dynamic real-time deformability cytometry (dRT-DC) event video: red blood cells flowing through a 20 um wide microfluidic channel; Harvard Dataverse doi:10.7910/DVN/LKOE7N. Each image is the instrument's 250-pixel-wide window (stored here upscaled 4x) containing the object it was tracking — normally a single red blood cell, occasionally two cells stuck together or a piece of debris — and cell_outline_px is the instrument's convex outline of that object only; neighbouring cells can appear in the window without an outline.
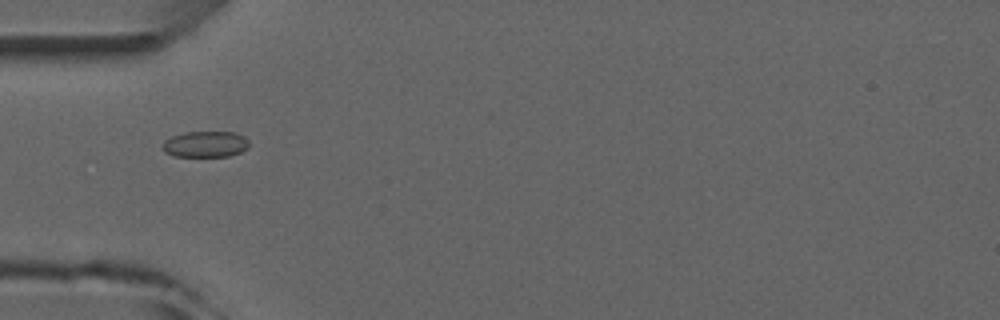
{"species": "common noctule bat (a hibernating species)", "species_latin": "Nyctalus noctula", "temperature_condition": "room temperature", "stored_images_in_passage": 7, "camera_frame_rate_fps": 3000, "um_per_image_px": 0.085, "animal": {"sex": "male", "forearm_length_mm": 52.5}, "frame": {"image": 1, "passage_image": 5, "time_ms": 4.667, "image_size_px": [1000, 320], "cell_outline_px": [[248, 148], [240, 152], [228, 156], [172, 156], [164, 152], [160, 148], [164, 140], [172, 136], [184, 132], [236, 132], [244, 136], [248, 140]], "centroid_in_image_um": [17.42, 12.25], "position_along_channel_um": 67.6, "area_um2": 13.29}}
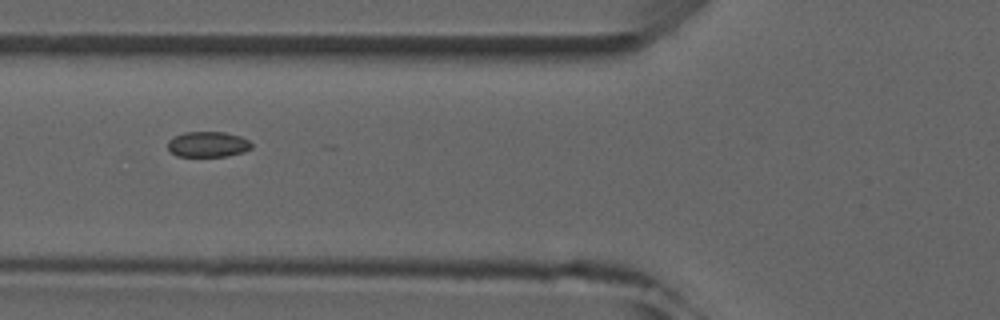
{"frame": {"image": 2, "passage_image": 6, "time_ms": 5.667, "image_size_px": [1000, 320], "cell_outline_px": [[252, 148], [244, 152], [228, 156], [176, 156], [168, 148], [168, 140], [172, 136], [184, 132], [224, 132], [240, 136], [248, 140], [252, 144]], "centroid_in_image_um": [17.67, 12.26], "position_along_channel_um": 108.1, "area_um2": 12.54}}
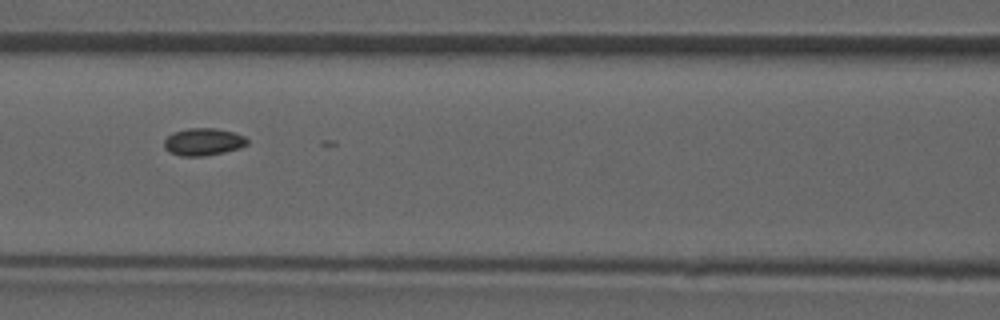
{"frame": {"image": 3, "passage_image": 7, "time_ms": 6.667, "image_size_px": [1000, 320], "cell_outline_px": [[248, 144], [240, 148], [224, 152], [204, 156], [180, 156], [168, 152], [164, 148], [164, 140], [172, 132], [188, 128], [216, 128], [232, 132], [244, 136], [248, 140]], "centroid_in_image_um": [17.26, 12.06], "position_along_channel_um": 149.3, "area_um2": 13.35}}